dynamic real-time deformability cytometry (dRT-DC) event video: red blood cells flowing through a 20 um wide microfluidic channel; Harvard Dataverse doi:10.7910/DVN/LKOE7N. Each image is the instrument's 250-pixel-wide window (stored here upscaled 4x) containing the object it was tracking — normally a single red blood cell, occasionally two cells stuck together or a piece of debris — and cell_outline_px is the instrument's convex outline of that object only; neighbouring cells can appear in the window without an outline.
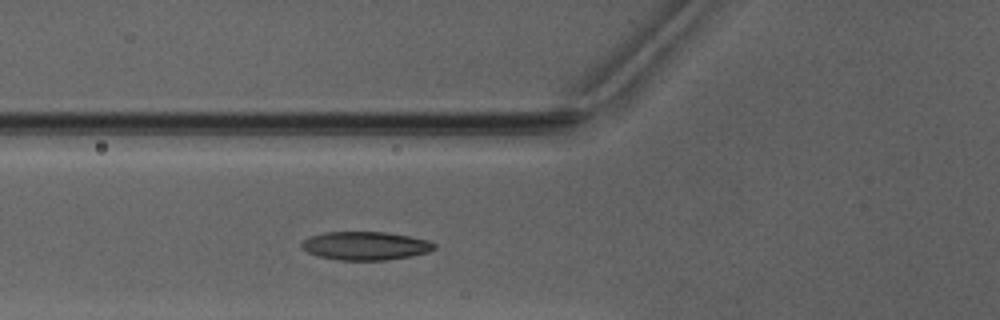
{"species": "Egyptian fruit bat (a non-hibernating species)", "species_latin": "Rousettus aegyptiacus", "temperature_condition": "warm", "stored_images_in_passage": 2, "camera_frame_rate_fps": 3000, "um_per_image_px": 0.085, "animal": {"sex": "male"}, "frame": {"image": 1, "passage_image": 2, "time_ms": 1.0, "image_size_px": [1000, 320], "cell_outline_px": [[436, 248], [428, 252], [412, 256], [388, 260], [340, 260], [316, 256], [300, 248], [300, 240], [308, 236], [324, 232], [388, 232], [428, 240], [436, 244]], "centroid_in_image_um": [31.01, 20.89], "position_along_channel_um": 94.8, "area_um2": 22.31}}